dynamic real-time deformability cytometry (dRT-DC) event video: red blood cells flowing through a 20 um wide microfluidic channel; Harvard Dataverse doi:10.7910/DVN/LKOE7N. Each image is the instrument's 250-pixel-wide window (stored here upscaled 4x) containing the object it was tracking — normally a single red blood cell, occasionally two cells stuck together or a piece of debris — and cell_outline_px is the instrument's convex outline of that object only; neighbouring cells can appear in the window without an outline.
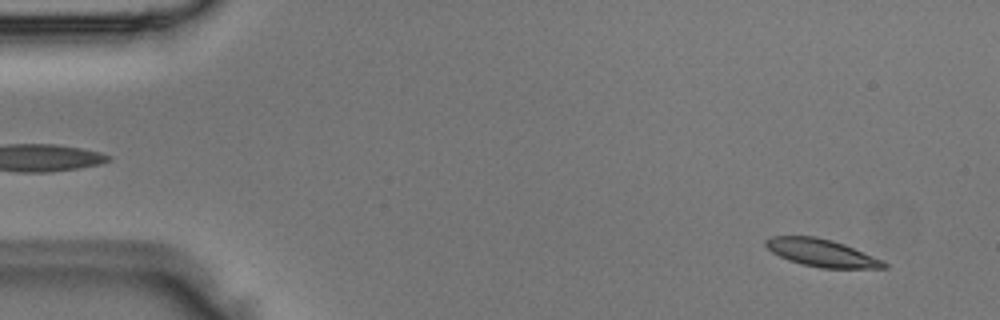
{"species": "Egyptian fruit bat (a non-hibernating species)", "species_latin": "Rousettus aegyptiacus", "temperature_condition": "room temperature", "stored_images_in_passage": 5, "segment_of_instrument_passage": [2, 2], "camera_frame_rate_fps": 3000, "um_per_image_px": 0.085, "animal": {"sex": "male"}, "frame": {"image": 1, "passage_image": 5, "time_ms": 1.333, "image_size_px": [1000, 320], "cell_outline_px": [[888, 268], [820, 268], [788, 260], [772, 252], [764, 244], [764, 240], [768, 236], [816, 236], [832, 240], [844, 244], [884, 260], [888, 264]], "centroid_in_image_um": [69.84, 21.48], "position_along_channel_um": 15.2, "area_um2": 19.02}}